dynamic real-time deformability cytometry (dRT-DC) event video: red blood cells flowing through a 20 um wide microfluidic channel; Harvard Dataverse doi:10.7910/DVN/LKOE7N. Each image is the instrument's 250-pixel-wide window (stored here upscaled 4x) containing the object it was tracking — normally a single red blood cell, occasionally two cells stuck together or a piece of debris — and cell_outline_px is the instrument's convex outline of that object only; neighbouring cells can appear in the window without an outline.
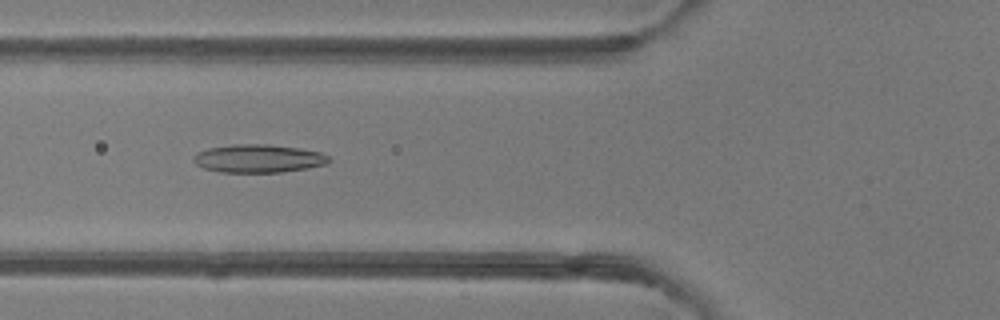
{"species": "common noctule bat (a hibernating species)", "species_latin": "Nyctalus noctula", "temperature_condition": "room temperature", "stored_images_in_passage": 5, "camera_frame_rate_fps": 3000, "um_per_image_px": 0.085, "animal": {"sex": "female"}, "frame": {"image": 1, "passage_image": 2, "time_ms": 1.0, "image_size_px": [1000, 320], "cell_outline_px": [[332, 160], [328, 164], [308, 168], [280, 172], [220, 172], [204, 168], [196, 164], [192, 160], [192, 156], [196, 152], [208, 148], [232, 144], [268, 144], [300, 148], [320, 152], [328, 156]], "centroid_in_image_um": [21.96, 13.47], "position_along_channel_um": 103.8, "area_um2": 22.43}}
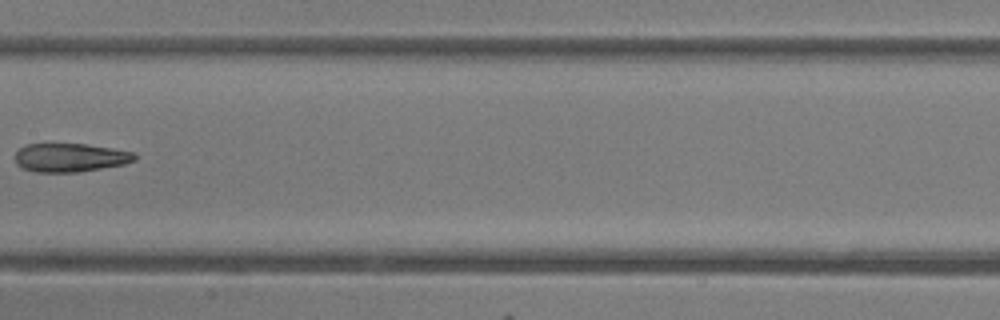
{"frame": {"image": 2, "passage_image": 4, "time_ms": 3.333, "image_size_px": [1000, 320], "cell_outline_px": [[136, 160], [124, 164], [76, 172], [36, 172], [24, 168], [16, 164], [16, 152], [20, 148], [28, 144], [84, 144], [112, 148], [136, 152]], "centroid_in_image_um": [5.99, 13.39], "position_along_channel_um": 201.4, "area_um2": 19.77}}
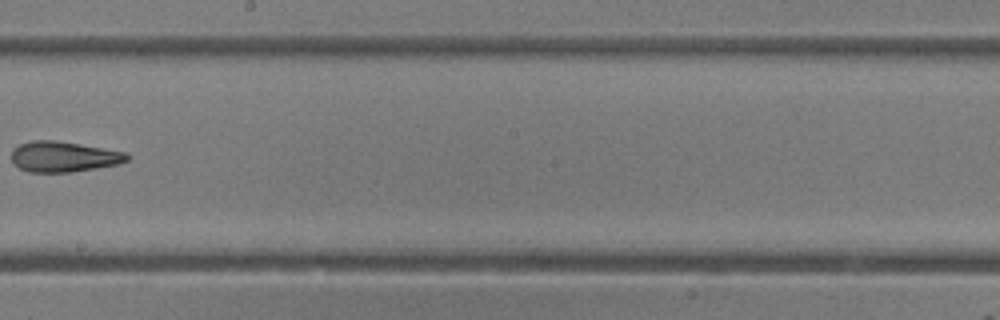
{"frame": {"image": 3, "passage_image": 5, "time_ms": 4.333, "image_size_px": [1000, 320], "cell_outline_px": [[128, 160], [120, 164], [72, 172], [28, 172], [20, 168], [12, 160], [12, 148], [20, 144], [32, 140], [56, 140], [128, 152]], "centroid_in_image_um": [5.43, 13.31], "position_along_channel_um": 242.8, "area_um2": 20.63}}